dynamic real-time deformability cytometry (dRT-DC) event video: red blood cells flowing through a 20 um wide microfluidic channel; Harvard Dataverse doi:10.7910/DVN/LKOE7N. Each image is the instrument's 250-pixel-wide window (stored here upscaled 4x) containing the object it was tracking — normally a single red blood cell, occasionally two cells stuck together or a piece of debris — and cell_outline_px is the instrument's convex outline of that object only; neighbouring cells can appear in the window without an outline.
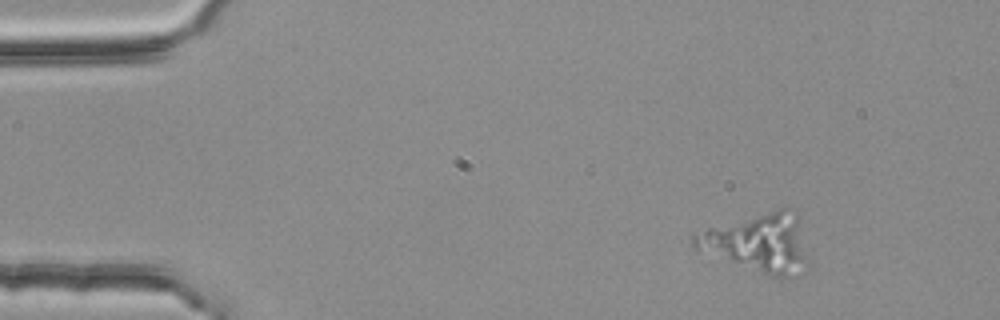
{"species": "common noctule bat (a hibernating species)", "species_latin": "Nyctalus noctula", "temperature_condition": "room temperature", "stored_images_in_passage": 4, "camera_frame_rate_fps": 3000, "um_per_image_px": 0.085, "animal": {"sex": "female", "body_mass_g": 25.1}, "frame": {"image": 1, "passage_image": 2, "time_ms": 0.333, "image_size_px": [1000, 320], "cell_outline_px": [[808, 264], [788, 276], [780, 280], [692, 248], [692, 236], [708, 228], [780, 208], [784, 208], [800, 216]], "centroid_in_image_um": [64.47, 20.65], "position_along_channel_um": 20.5, "area_um2": 38.32}}
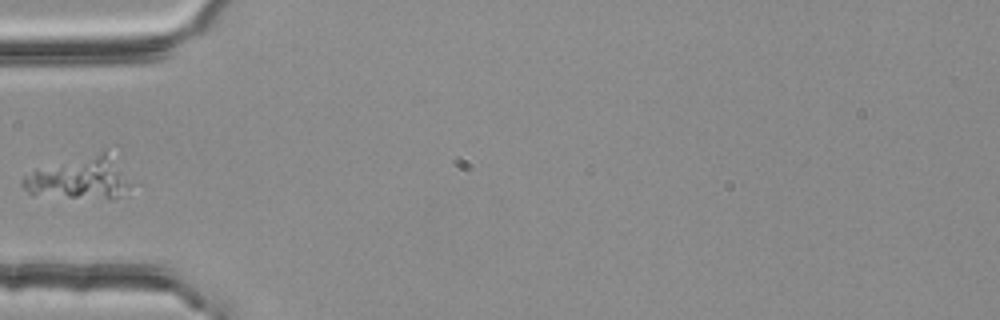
{"frame": {"image": 2, "passage_image": 4, "time_ms": 1.0, "image_size_px": [1000, 320], "cell_outline_px": [[132, 184], [128, 188], [112, 200], [32, 196], [20, 184], [20, 180], [24, 176], [36, 168], [104, 148]], "centroid_in_image_um": [6.67, 15.15], "position_along_channel_um": 78.3, "area_um2": 27.46}}